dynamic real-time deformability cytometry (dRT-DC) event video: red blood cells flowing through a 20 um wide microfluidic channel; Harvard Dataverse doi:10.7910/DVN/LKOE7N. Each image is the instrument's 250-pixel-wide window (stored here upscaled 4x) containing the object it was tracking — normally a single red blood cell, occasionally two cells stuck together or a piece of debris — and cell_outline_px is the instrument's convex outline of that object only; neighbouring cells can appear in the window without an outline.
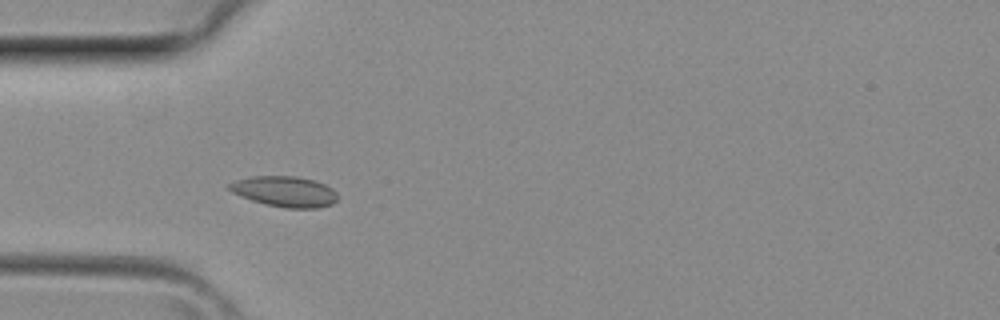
{"species": "common noctule bat (a hibernating species)", "species_latin": "Nyctalus noctula", "temperature_condition": "room temperature", "stored_images_in_passage": 30, "camera_frame_rate_fps": 3000, "um_per_image_px": 0.085, "animal": {"sex": "female", "body_mass_g": 29.2, "forearm_length_mm": 56.3}, "frame": {"image": 1, "passage_image": 3, "time_ms": 0.667, "image_size_px": [1000, 320], "cell_outline_px": [[336, 200], [332, 204], [316, 208], [284, 208], [264, 204], [240, 196], [232, 192], [228, 188], [228, 184], [236, 180], [252, 176], [296, 176], [312, 180], [324, 184], [332, 188], [336, 192]], "centroid_in_image_um": [24.18, 16.28], "position_along_channel_um": 60.8, "area_um2": 19.25}}
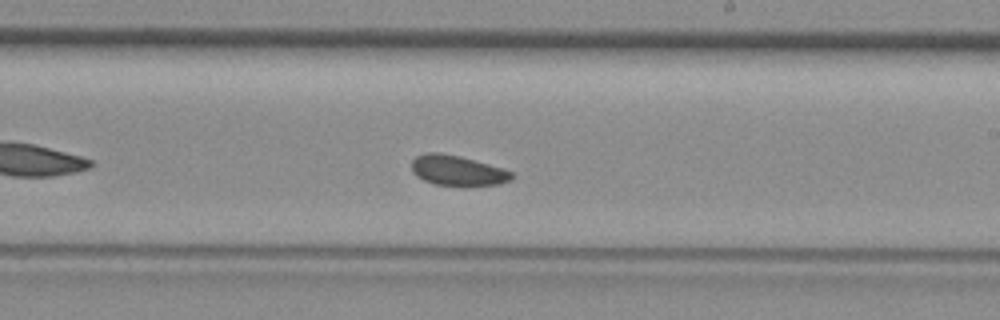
{"frame": {"image": 2, "passage_image": 14, "time_ms": 4.333, "image_size_px": [1000, 320], "cell_outline_px": [[512, 180], [500, 184], [436, 184], [424, 180], [416, 176], [412, 172], [412, 160], [416, 156], [428, 152], [440, 152], [460, 156], [504, 168], [512, 172]], "centroid_in_image_um": [38.87, 14.46], "position_along_channel_um": 250.1, "area_um2": 17.28}}
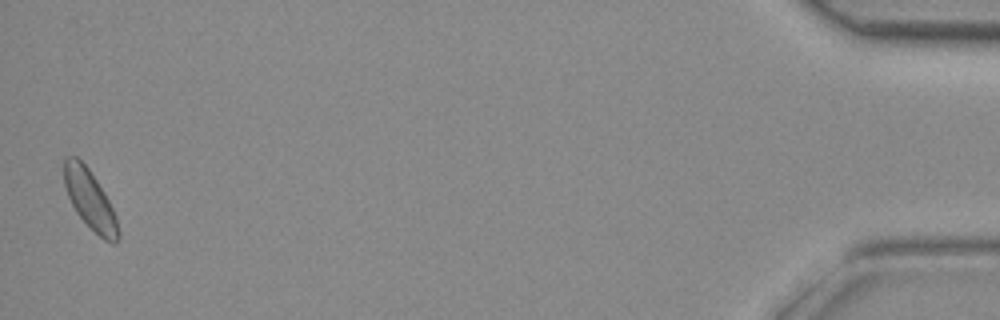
{"frame": {"image": 3, "passage_image": 30, "time_ms": 9.667, "image_size_px": [1000, 320], "cell_outline_px": [[120, 240], [116, 244], [112, 244], [104, 240], [76, 212], [68, 196], [64, 184], [64, 156], [76, 156], [88, 168], [104, 192], [116, 216], [120, 232]], "centroid_in_image_um": [7.66, 16.99], "position_along_channel_um": 427.5, "area_um2": 18.5}}